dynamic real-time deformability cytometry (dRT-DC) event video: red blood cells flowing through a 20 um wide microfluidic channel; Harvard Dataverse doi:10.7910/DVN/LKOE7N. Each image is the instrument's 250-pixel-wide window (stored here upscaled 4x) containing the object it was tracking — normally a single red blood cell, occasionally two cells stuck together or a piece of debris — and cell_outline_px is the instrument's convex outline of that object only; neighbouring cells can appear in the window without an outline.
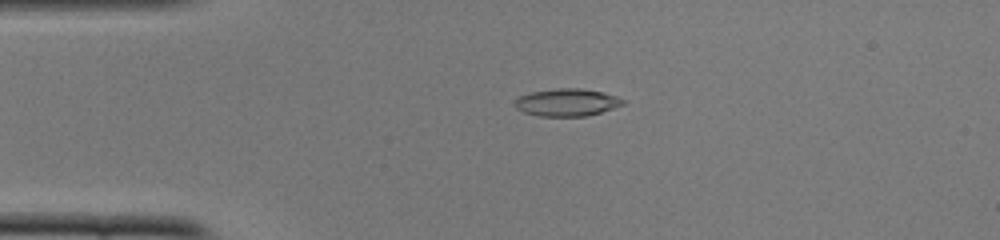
{"species": "common noctule bat (a hibernating species)", "species_latin": "Nyctalus noctula", "temperature_condition": "cold", "stored_images_in_passage": 45, "camera_frame_rate_fps": 3000, "um_per_image_px": 0.085, "animal": {"sex": "female", "body_mass_g": 22.0, "forearm_length_mm": 56.7}, "frame": {"image": 1, "passage_image": 5, "time_ms": 1.333, "image_size_px": [1000, 240], "cell_outline_px": [[624, 104], [588, 116], [540, 116], [524, 112], [516, 108], [516, 100], [520, 96], [532, 92], [556, 88], [580, 88], [600, 92], [616, 96], [624, 100]], "centroid_in_image_um": [48.19, 8.7], "position_along_channel_um": 36.8, "area_um2": 16.99}}
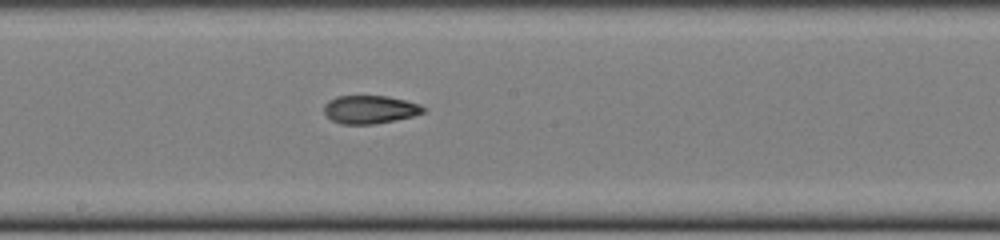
{"frame": {"image": 2, "passage_image": 21, "time_ms": 6.667, "image_size_px": [1000, 240], "cell_outline_px": [[428, 108], [424, 112], [412, 116], [372, 124], [340, 124], [332, 120], [324, 112], [324, 104], [328, 100], [336, 96], [388, 96], [420, 104]], "centroid_in_image_um": [31.43, 9.29], "position_along_channel_um": 216.8, "area_um2": 16.24}}
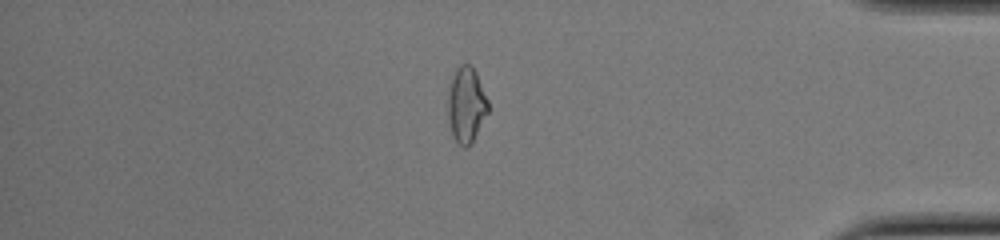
{"frame": {"image": 3, "passage_image": 37, "time_ms": 12.0, "image_size_px": [1000, 240], "cell_outline_px": [[488, 112], [468, 148], [464, 148], [452, 136], [448, 120], [448, 92], [452, 76], [456, 64], [472, 64], [476, 72], [488, 100]], "centroid_in_image_um": [39.61, 8.87], "position_along_channel_um": 395.6, "area_um2": 17.8}, "authors_computed_cell_mechanics": {"area_um2": 16.8198, "velocity_mm_per_s": 3.9397, "shape_relaxation_time_tau1_ms": null, "shape_relaxation_time_tau2_ms": 3.4291, "deformation_change_tau1": null, "deformation_change_tau2": 0.1005}}